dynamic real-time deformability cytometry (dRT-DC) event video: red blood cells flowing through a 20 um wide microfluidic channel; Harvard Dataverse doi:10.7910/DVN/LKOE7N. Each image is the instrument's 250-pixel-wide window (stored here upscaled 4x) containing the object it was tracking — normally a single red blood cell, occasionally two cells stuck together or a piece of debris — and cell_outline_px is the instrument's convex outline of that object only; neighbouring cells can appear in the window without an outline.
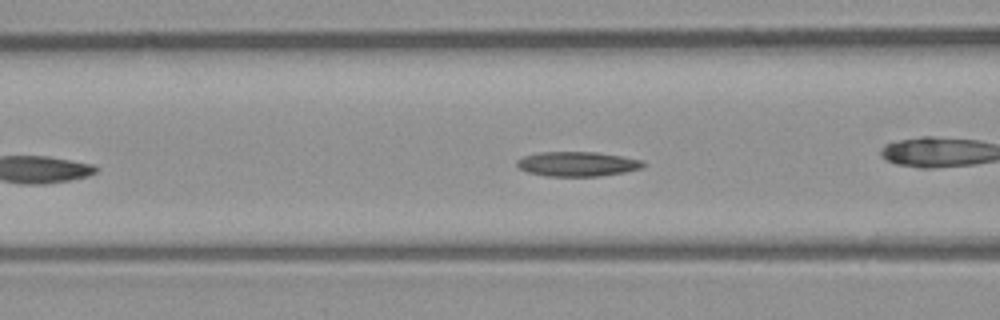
{"species": "common noctule bat (a hibernating species)", "species_latin": "Nyctalus noctula", "temperature_condition": "room temperature", "stored_images_in_passage": 37, "camera_frame_rate_fps": 3000, "um_per_image_px": 0.085, "animal": {"sex": "male", "body_mass_g": 23.1, "forearm_length_mm": 52.7}, "frame": {"image": 1, "passage_image": 11, "time_ms": 3.333, "image_size_px": [1000, 320], "cell_outline_px": [[644, 168], [624, 172], [600, 176], [548, 176], [528, 172], [520, 168], [516, 164], [516, 160], [524, 156], [540, 152], [596, 152], [644, 160]], "centroid_in_image_um": [49.1, 13.93], "position_along_channel_um": 117.5, "area_um2": 18.09}, "authors_computed_cell_mechanics": {"area_um2": 17.8024, "velocity_mm_per_s": 3.9453, "shape_relaxation_time_tau1_ms": 9.8287, "shape_relaxation_time_tau2_ms": 10.0995, "deformation_change_tau1": 0.1868, "deformation_change_tau2": 0.1362}}